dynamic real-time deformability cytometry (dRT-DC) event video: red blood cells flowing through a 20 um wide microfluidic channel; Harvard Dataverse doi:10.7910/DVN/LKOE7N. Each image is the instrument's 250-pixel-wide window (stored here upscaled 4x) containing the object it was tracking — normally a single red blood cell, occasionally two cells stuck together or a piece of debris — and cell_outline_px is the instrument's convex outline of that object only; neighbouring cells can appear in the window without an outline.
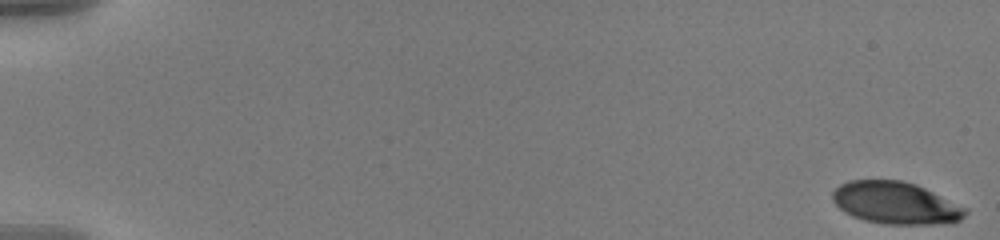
{"species": "human", "species_latin": "Homo sapiens", "temperature_condition": "warm", "stored_images_in_passage": 58, "camera_frame_rate_fps": 3000, "um_per_image_px": 0.085, "donor": {"sex": "male"}, "frame": {"image": 1, "passage_image": 1, "time_ms": 0.0, "image_size_px": [1000, 240], "cell_outline_px": [[968, 212], [960, 220], [952, 224], [884, 224], [864, 220], [852, 216], [844, 212], [832, 200], [832, 192], [840, 184], [848, 180], [900, 180], [916, 184], [968, 208]], "centroid_in_image_um": [76.15, 17.26], "position_along_channel_um": 8.8, "area_um2": 32.89}}
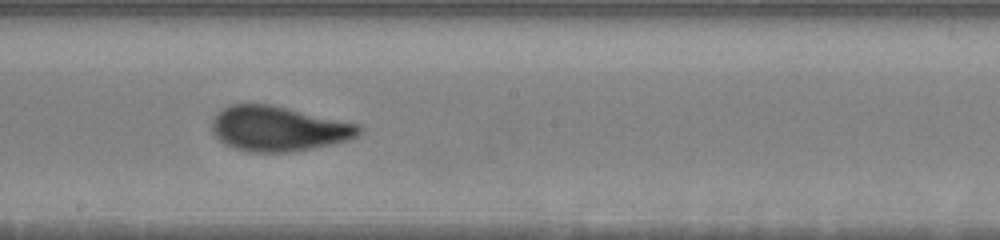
{"frame": {"image": 2, "passage_image": 34, "time_ms": 11.0, "image_size_px": [1000, 240], "cell_outline_px": [[364, 128], [356, 136], [348, 140], [332, 144], [292, 152], [248, 152], [232, 148], [224, 144], [212, 132], [212, 120], [216, 112], [220, 108], [228, 104], [272, 104], [360, 124]], "centroid_in_image_um": [23.64, 10.93], "position_along_channel_um": 224.6, "area_um2": 39.02}}
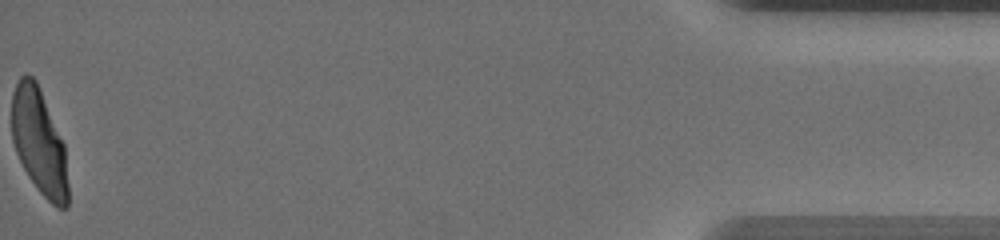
{"frame": {"image": 3, "passage_image": 58, "time_ms": 19.0, "image_size_px": [1000, 240], "cell_outline_px": [[68, 208], [56, 208], [40, 192], [28, 176], [16, 152], [12, 140], [12, 92], [20, 76], [24, 72], [28, 72], [36, 80], [64, 144], [68, 184]], "centroid_in_image_um": [3.32, 12.04], "position_along_channel_um": 431.9, "area_um2": 34.68}, "authors_computed_cell_mechanics": {"area_um2": 36.8186, "velocity_mm_per_s": 3.6088, "shape_relaxation_time_tau1_ms": 4.6522, "shape_relaxation_time_tau2_ms": null, "deformation_change_tau1": 0.2082, "deformation_change_tau2": null}}